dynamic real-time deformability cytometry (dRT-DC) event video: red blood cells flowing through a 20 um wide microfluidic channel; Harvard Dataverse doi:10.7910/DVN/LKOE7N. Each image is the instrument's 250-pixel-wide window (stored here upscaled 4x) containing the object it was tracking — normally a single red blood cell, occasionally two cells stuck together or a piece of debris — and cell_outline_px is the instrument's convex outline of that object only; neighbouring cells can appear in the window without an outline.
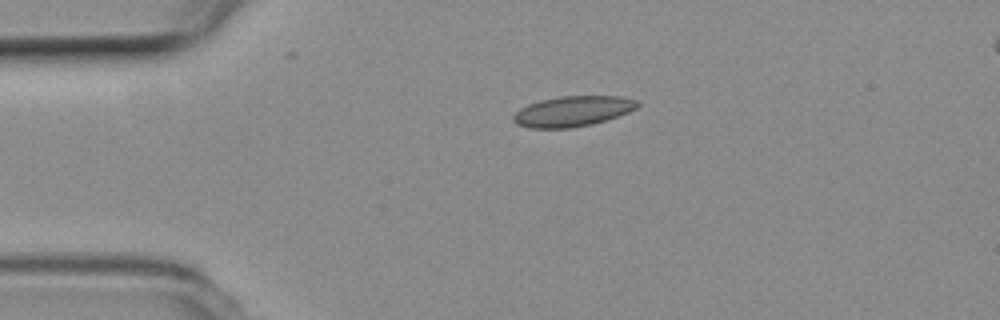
{"species": "common noctule bat (a hibernating species)", "species_latin": "Nyctalus noctula", "temperature_condition": "room temperature", "stored_images_in_passage": 43, "camera_frame_rate_fps": 3000, "um_per_image_px": 0.085, "animal": {"sex": "female", "body_mass_g": 19.3, "forearm_length_mm": 54.1}, "frame": {"image": 1, "passage_image": 1, "time_ms": 0.0, "image_size_px": [1000, 320], "cell_outline_px": [[640, 104], [636, 108], [628, 112], [592, 124], [572, 128], [528, 128], [516, 124], [512, 120], [512, 116], [520, 108], [528, 104], [540, 100], [560, 96], [620, 96], [636, 100]], "centroid_in_image_um": [48.63, 9.46], "position_along_channel_um": 36.4, "area_um2": 21.96}}
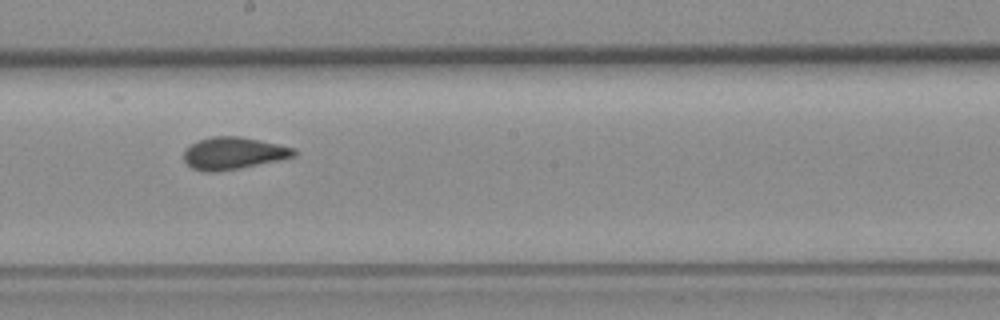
{"frame": {"image": 2, "passage_image": 19, "time_ms": 6.0, "image_size_px": [1000, 320], "cell_outline_px": [[296, 156], [240, 168], [212, 172], [204, 172], [192, 168], [184, 160], [184, 148], [200, 140], [212, 136], [240, 136], [260, 140], [296, 148]], "centroid_in_image_um": [19.83, 13.02], "position_along_channel_um": 228.4, "area_um2": 20.58}}
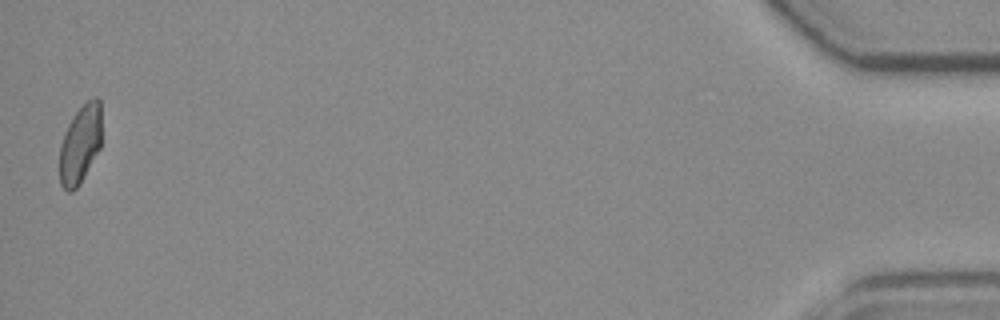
{"frame": {"image": 3, "passage_image": 43, "time_ms": 14.0, "image_size_px": [1000, 320], "cell_outline_px": [[100, 148], [80, 184], [72, 192], [68, 192], [60, 184], [60, 144], [64, 132], [68, 124], [76, 112], [92, 96], [96, 96], [100, 100]], "centroid_in_image_um": [6.81, 12.27], "position_along_channel_um": 428.4, "area_um2": 19.13}, "authors_computed_cell_mechanics": {"area_um2": 20.4034, "velocity_mm_per_s": 3.7626, "shape_relaxation_time_tau1_ms": null, "shape_relaxation_time_tau2_ms": 1.1588, "deformation_change_tau1": null, "deformation_change_tau2": 0.0619}}